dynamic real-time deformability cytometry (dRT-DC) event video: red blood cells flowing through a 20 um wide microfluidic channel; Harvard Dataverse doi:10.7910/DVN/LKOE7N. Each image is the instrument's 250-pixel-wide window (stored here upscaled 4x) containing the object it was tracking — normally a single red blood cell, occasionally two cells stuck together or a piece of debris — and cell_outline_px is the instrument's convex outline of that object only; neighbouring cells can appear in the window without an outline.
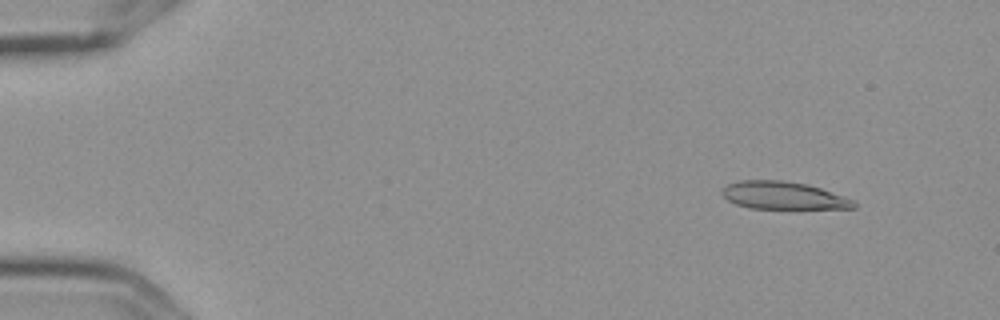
{"species": "Egyptian fruit bat (a non-hibernating species)", "species_latin": "Rousettus aegyptiacus", "temperature_condition": "cold", "stored_images_in_passage": 6, "camera_frame_rate_fps": 3000, "um_per_image_px": 0.085, "frame": {"image": 1, "passage_image": 2, "time_ms": 0.333, "image_size_px": [1000, 320], "cell_outline_px": [[856, 208], [748, 208], [736, 204], [728, 200], [720, 192], [728, 184], [740, 180], [780, 180], [808, 184], [844, 196], [852, 200], [856, 204]], "centroid_in_image_um": [66.56, 16.61], "position_along_channel_um": 18.4, "area_um2": 20.98}}
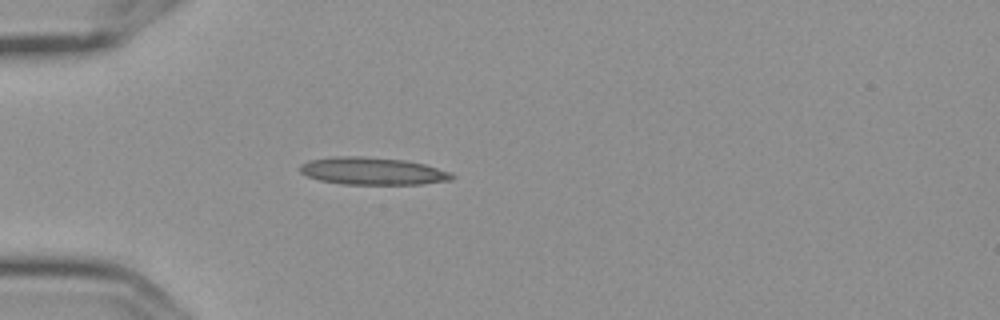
{"frame": {"image": 2, "passage_image": 5, "time_ms": 1.333, "image_size_px": [1000, 320], "cell_outline_px": [[456, 176], [452, 180], [420, 184], [344, 184], [320, 180], [308, 176], [300, 172], [300, 164], [308, 160], [332, 156], [364, 156], [404, 160], [424, 164], [448, 172]], "centroid_in_image_um": [31.63, 14.53], "position_along_channel_um": 53.4, "area_um2": 24.22}}